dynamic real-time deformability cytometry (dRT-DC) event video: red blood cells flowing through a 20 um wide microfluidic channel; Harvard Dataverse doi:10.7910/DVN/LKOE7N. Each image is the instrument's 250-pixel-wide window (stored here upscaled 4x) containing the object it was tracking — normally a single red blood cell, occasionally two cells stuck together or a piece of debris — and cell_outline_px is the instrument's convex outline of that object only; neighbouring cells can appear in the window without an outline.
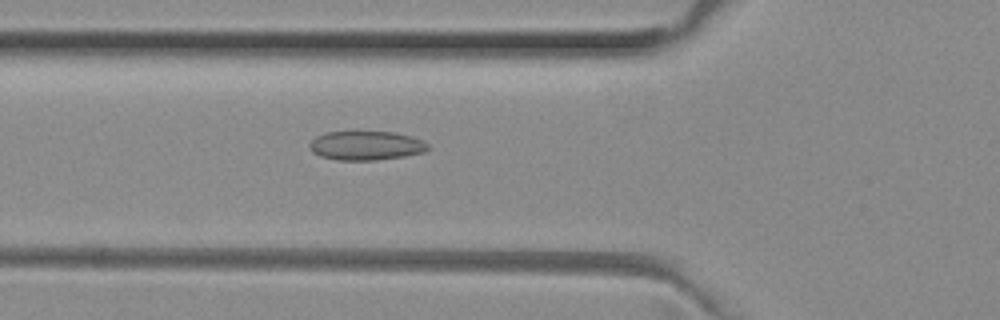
{"species": "common noctule bat (a hibernating species)", "species_latin": "Nyctalus noctula", "temperature_condition": "room temperature", "stored_images_in_passage": 43, "camera_frame_rate_fps": 3000, "um_per_image_px": 0.085, "animal": {"sex": "female", "body_mass_g": 29.2, "forearm_length_mm": 56.3}, "frame": {"image": 1, "passage_image": 10, "time_ms": 3.0, "image_size_px": [1000, 320], "cell_outline_px": [[432, 148], [424, 152], [404, 156], [376, 160], [336, 160], [320, 156], [312, 152], [308, 144], [316, 136], [324, 132], [396, 132], [412, 136], [424, 140]], "centroid_in_image_um": [31.14, 12.37], "position_along_channel_um": 94.7, "area_um2": 20.29}}
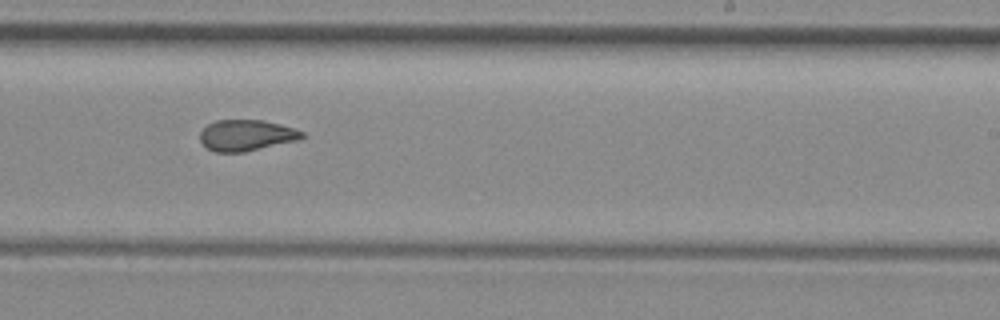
{"frame": {"image": 2, "passage_image": 23, "time_ms": 7.333, "image_size_px": [1000, 320], "cell_outline_px": [[304, 136], [300, 140], [244, 152], [216, 152], [208, 148], [200, 140], [200, 132], [208, 124], [216, 120], [264, 120], [296, 128], [304, 132]], "centroid_in_image_um": [20.98, 11.5], "position_along_channel_um": 268.0, "area_um2": 18.55}}
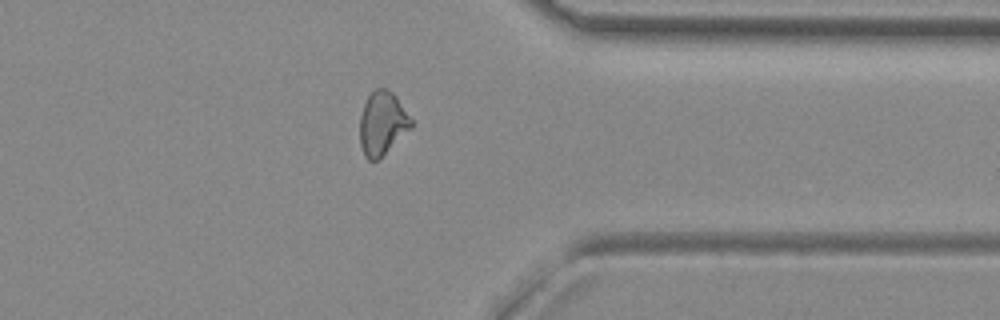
{"frame": {"image": 3, "passage_image": 32, "time_ms": 10.333, "image_size_px": [1000, 320], "cell_outline_px": [[412, 128], [376, 160], [368, 160], [364, 156], [360, 144], [360, 116], [364, 104], [368, 96], [376, 88], [384, 88], [392, 92], [396, 96], [412, 120]], "centroid_in_image_um": [32.49, 10.47], "position_along_channel_um": 378.9, "area_um2": 18.73}, "authors_computed_cell_mechanics": {"area_um2": 19.0162, "velocity_mm_per_s": 3.9982, "shape_relaxation_time_tau1_ms": null, "shape_relaxation_time_tau2_ms": 1.8835, "deformation_change_tau1": null, "deformation_change_tau2": 0.0672}}